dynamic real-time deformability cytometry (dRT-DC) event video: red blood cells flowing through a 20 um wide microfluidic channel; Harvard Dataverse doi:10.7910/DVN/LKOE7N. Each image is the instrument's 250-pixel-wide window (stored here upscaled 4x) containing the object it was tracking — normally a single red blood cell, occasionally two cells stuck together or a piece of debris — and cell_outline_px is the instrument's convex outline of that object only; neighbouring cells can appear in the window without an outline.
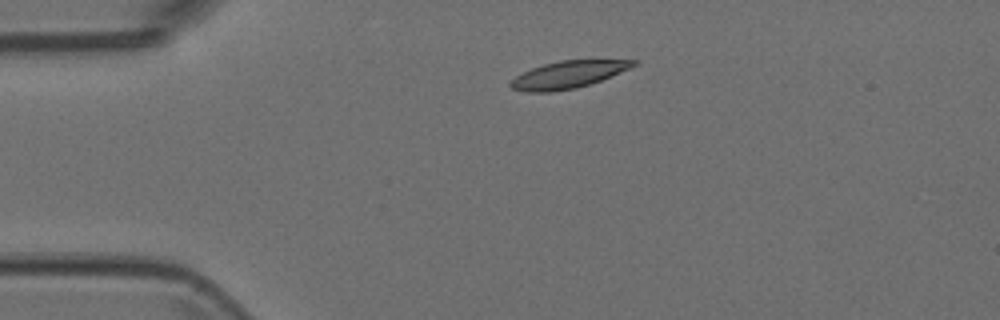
{"species": "Egyptian fruit bat (a non-hibernating species)", "species_latin": "Rousettus aegyptiacus", "temperature_condition": "room temperature", "stored_images_in_passage": 2, "camera_frame_rate_fps": 3000, "um_per_image_px": 0.085, "animal": {"sex": "female"}, "frame": {"image": 1, "passage_image": 2, "time_ms": 0.333, "image_size_px": [1000, 320], "cell_outline_px": [[640, 60], [636, 64], [628, 68], [600, 80], [576, 88], [552, 92], [524, 92], [512, 88], [508, 84], [516, 76], [532, 68], [544, 64], [560, 60]], "centroid_in_image_um": [48.23, 6.35], "position_along_channel_um": 36.8, "area_um2": 19.13}}